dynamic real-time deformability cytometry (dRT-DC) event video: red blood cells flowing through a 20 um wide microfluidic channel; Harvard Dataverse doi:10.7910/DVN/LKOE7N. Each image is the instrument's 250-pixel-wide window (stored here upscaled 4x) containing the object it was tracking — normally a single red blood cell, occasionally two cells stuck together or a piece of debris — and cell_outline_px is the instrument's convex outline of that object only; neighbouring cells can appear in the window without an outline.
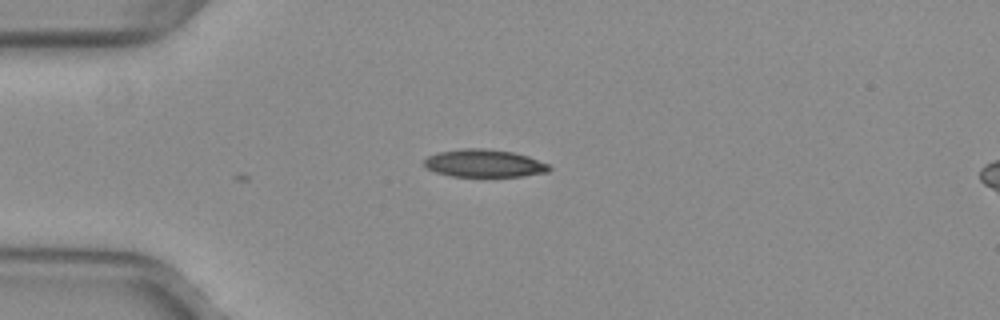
{"species": "common noctule bat (a hibernating species)", "species_latin": "Nyctalus noctula", "temperature_condition": "warm", "stored_images_in_passage": 2, "camera_frame_rate_fps": 3000, "um_per_image_px": 0.085, "animal": {"sex": "female", "body_mass_g": 29.2, "forearm_length_mm": 56.3}, "frame": {"image": 1, "passage_image": 2, "time_ms": 0.333, "image_size_px": [1000, 320], "cell_outline_px": [[552, 168], [548, 172], [524, 176], [452, 176], [436, 172], [428, 168], [424, 164], [424, 160], [428, 156], [440, 152], [464, 148], [488, 148], [512, 152], [528, 156], [548, 164]], "centroid_in_image_um": [41.19, 13.88], "position_along_channel_um": 43.8, "area_um2": 20.06}}